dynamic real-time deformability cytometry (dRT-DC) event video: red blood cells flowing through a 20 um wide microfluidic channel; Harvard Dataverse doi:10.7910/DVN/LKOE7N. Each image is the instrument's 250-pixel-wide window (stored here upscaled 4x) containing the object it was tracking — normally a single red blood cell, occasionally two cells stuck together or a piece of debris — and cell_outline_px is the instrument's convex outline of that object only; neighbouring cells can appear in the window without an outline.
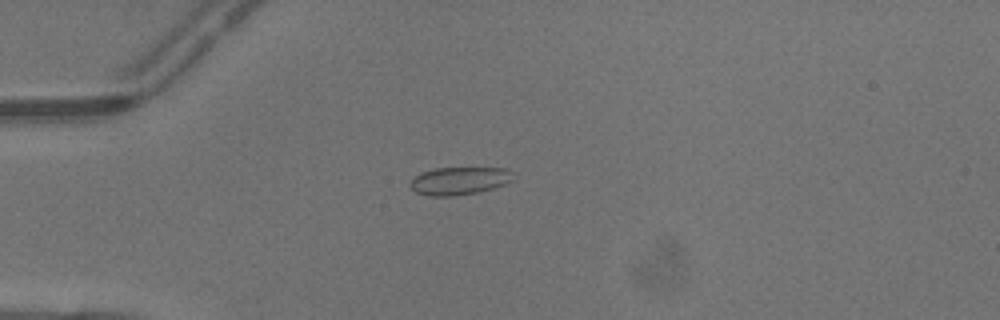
{"species": "common noctule bat (a hibernating species)", "species_latin": "Nyctalus noctula", "temperature_condition": "warm", "stored_images_in_passage": 5, "camera_frame_rate_fps": 3000, "um_per_image_px": 0.085, "animal": {"sex": "male", "body_mass_g": 13.3}, "frame": {"image": 1, "passage_image": 1, "time_ms": 0.0, "image_size_px": [1000, 320], "cell_outline_px": [[512, 180], [504, 184], [480, 192], [452, 196], [428, 196], [416, 192], [408, 184], [420, 172], [436, 168], [508, 168]], "centroid_in_image_um": [38.99, 15.37], "position_along_channel_um": 46.0, "area_um2": 16.53}}